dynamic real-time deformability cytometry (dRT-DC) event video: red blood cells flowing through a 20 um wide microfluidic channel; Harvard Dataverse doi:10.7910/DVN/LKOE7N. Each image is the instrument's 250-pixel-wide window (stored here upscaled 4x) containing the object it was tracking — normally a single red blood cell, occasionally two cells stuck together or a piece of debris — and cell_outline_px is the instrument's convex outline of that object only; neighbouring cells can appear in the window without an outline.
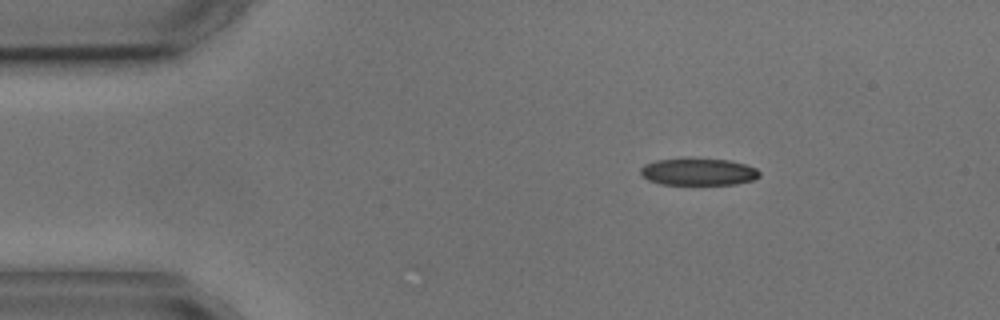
{"species": "common noctule bat (a hibernating species)", "species_latin": "Nyctalus noctula", "temperature_condition": "cold", "stored_images_in_passage": 3, "camera_frame_rate_fps": 3000, "um_per_image_px": 0.085, "animal": {"sex": "male", "body_mass_g": 17.9, "forearm_length_mm": 54.2}, "frame": {"image": 1, "passage_image": 1, "time_ms": 0.0, "image_size_px": [1000, 320], "cell_outline_px": [[760, 176], [752, 180], [736, 184], [660, 184], [648, 180], [640, 172], [640, 168], [644, 164], [656, 160], [688, 156], [728, 160], [744, 164], [756, 168], [760, 172]], "centroid_in_image_um": [59.33, 14.57], "position_along_channel_um": 25.7, "area_um2": 19.25}}
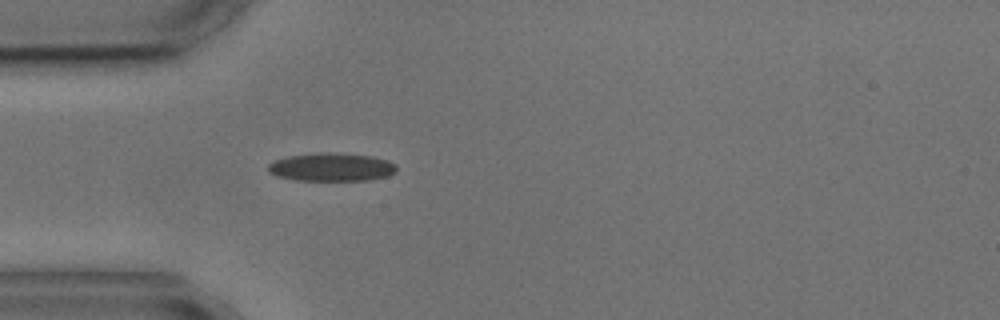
{"frame": {"image": 2, "passage_image": 3, "time_ms": 2.333, "image_size_px": [1000, 320], "cell_outline_px": [[396, 172], [388, 176], [368, 180], [292, 180], [276, 176], [268, 172], [268, 164], [276, 160], [288, 156], [320, 152], [328, 152], [372, 156], [388, 160], [396, 164]], "centroid_in_image_um": [28.18, 14.2], "position_along_channel_um": 56.8, "area_um2": 21.21}}